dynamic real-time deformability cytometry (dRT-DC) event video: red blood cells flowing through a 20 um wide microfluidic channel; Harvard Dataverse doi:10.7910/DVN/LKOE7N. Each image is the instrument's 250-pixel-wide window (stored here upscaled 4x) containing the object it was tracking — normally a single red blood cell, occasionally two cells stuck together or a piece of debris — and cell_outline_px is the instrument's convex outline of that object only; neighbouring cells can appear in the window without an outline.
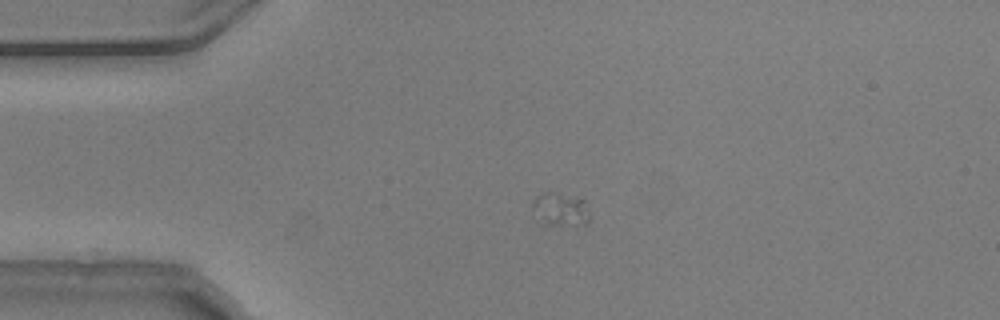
{"species": "common noctule bat (a hibernating species)", "species_latin": "Nyctalus noctula", "temperature_condition": "warm", "stored_images_in_passage": 5, "camera_frame_rate_fps": 3000, "um_per_image_px": 0.085, "animal": {"sex": "male", "body_mass_g": 20.5, "forearm_length_mm": 52.5}, "frame": {"image": 1, "passage_image": 1, "time_ms": 0.0, "image_size_px": [1000, 320], "cell_outline_px": [[588, 220], [584, 224], [576, 228], [548, 224], [532, 204], [532, 200], [540, 192], [552, 192], [584, 200], [588, 212]], "centroid_in_image_um": [47.7, 17.81], "position_along_channel_um": 37.3, "area_um2": 10.69}}